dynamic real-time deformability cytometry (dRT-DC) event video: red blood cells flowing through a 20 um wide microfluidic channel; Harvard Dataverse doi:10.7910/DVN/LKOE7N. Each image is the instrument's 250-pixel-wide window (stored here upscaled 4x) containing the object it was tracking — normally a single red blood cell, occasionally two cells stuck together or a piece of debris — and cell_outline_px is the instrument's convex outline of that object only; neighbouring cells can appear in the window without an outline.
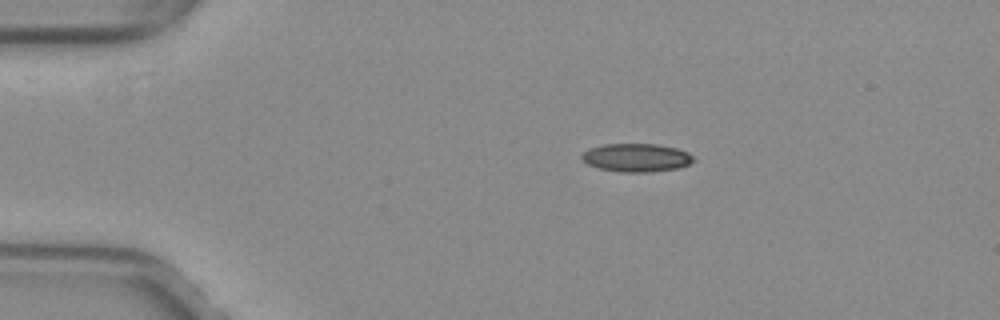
{"species": "common noctule bat (a hibernating species)", "species_latin": "Nyctalus noctula", "temperature_condition": "warm", "stored_images_in_passage": 43, "camera_frame_rate_fps": 3000, "um_per_image_px": 0.085, "animal": {"sex": "female", "body_mass_g": 29.2, "forearm_length_mm": 56.3}, "frame": {"image": 1, "passage_image": 1, "time_ms": 0.0, "image_size_px": [1000, 320], "cell_outline_px": [[696, 160], [680, 168], [652, 172], [620, 172], [600, 168], [588, 164], [580, 156], [584, 152], [592, 148], [604, 144], [656, 144], [676, 148], [688, 152]], "centroid_in_image_um": [54.14, 13.4], "position_along_channel_um": 30.9, "area_um2": 18.32}}
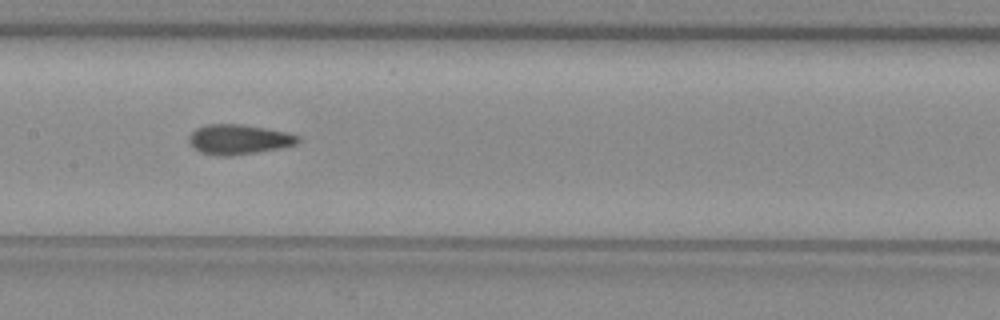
{"frame": {"image": 2, "passage_image": 17, "time_ms": 5.333, "image_size_px": [1000, 320], "cell_outline_px": [[300, 140], [296, 144], [280, 148], [256, 152], [228, 156], [216, 156], [200, 152], [192, 148], [188, 144], [188, 136], [196, 128], [204, 124], [240, 124], [288, 132], [300, 136]], "centroid_in_image_um": [20.24, 11.85], "position_along_channel_um": 187.2, "area_um2": 19.19}}
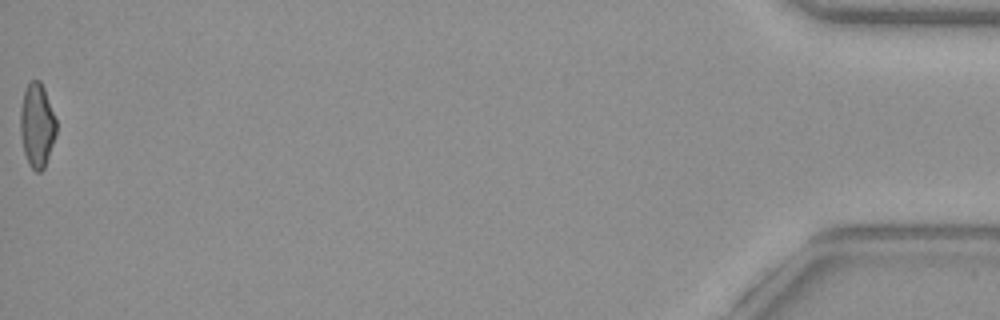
{"frame": {"image": 3, "passage_image": 43, "time_ms": 14.0, "image_size_px": [1000, 320], "cell_outline_px": [[56, 136], [44, 168], [40, 172], [36, 172], [28, 164], [24, 152], [20, 136], [20, 108], [24, 92], [28, 84], [32, 80], [40, 80], [44, 88], [56, 120]], "centroid_in_image_um": [3.14, 10.67], "position_along_channel_um": 432.1, "area_um2": 17.63}, "authors_computed_cell_mechanics": {"area_um2": 18.2648, "velocity_mm_per_s": 4.0241, "shape_relaxation_time_tau1_ms": null, "shape_relaxation_time_tau2_ms": 1.4111, "deformation_change_tau1": null, "deformation_change_tau2": 0.07}}